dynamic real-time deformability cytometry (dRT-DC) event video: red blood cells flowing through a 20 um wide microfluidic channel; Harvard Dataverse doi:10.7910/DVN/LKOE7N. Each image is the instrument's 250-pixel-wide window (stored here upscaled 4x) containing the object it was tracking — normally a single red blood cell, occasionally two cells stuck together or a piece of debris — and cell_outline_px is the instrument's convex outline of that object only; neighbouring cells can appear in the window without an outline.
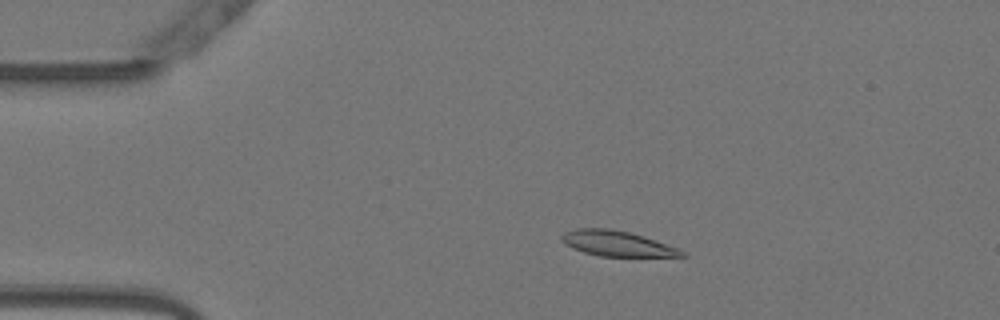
{"species": "Egyptian fruit bat (a non-hibernating species)", "species_latin": "Rousettus aegyptiacus", "temperature_condition": "warm", "stored_images_in_passage": 53, "camera_frame_rate_fps": 3000, "um_per_image_px": 0.085, "animal": {"sex": "female"}, "frame": {"image": 1, "passage_image": 10, "time_ms": 3.0, "image_size_px": [1000, 320], "cell_outline_px": [[688, 256], [600, 256], [584, 252], [572, 248], [564, 244], [560, 240], [560, 236], [564, 232], [576, 228], [608, 228], [628, 232], [644, 236], [676, 248], [684, 252]], "centroid_in_image_um": [52.36, 20.69], "position_along_channel_um": 32.6, "area_um2": 17.57}}
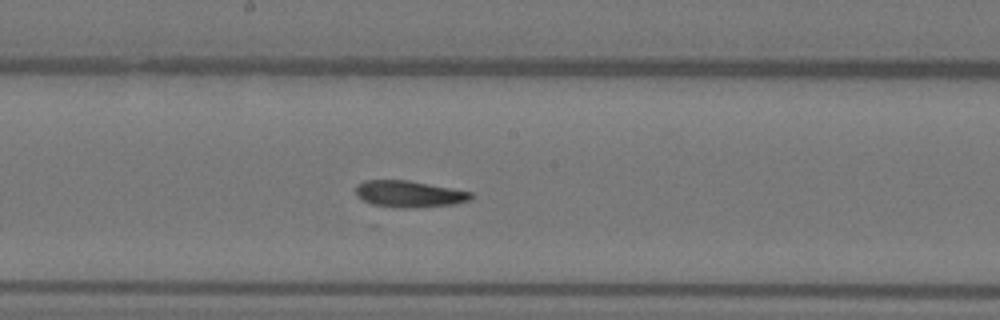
{"frame": {"image": 2, "passage_image": 28, "time_ms": 9.0, "image_size_px": [1000, 320], "cell_outline_px": [[472, 196], [468, 200], [456, 204], [412, 208], [396, 208], [372, 204], [356, 196], [356, 184], [364, 180], [408, 180], [472, 192]], "centroid_in_image_um": [34.74, 16.49], "position_along_channel_um": 213.5, "area_um2": 17.86}}
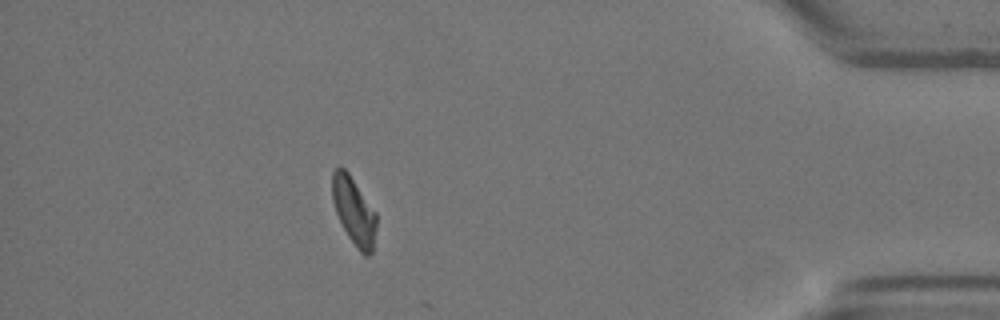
{"frame": {"image": 3, "passage_image": 47, "time_ms": 15.333, "image_size_px": [1000, 320], "cell_outline_px": [[376, 228], [372, 252], [368, 256], [364, 256], [356, 248], [348, 236], [336, 212], [332, 200], [332, 172], [340, 164], [348, 172], [376, 212]], "centroid_in_image_um": [30.08, 17.93], "position_along_channel_um": 405.1, "area_um2": 17.34}}